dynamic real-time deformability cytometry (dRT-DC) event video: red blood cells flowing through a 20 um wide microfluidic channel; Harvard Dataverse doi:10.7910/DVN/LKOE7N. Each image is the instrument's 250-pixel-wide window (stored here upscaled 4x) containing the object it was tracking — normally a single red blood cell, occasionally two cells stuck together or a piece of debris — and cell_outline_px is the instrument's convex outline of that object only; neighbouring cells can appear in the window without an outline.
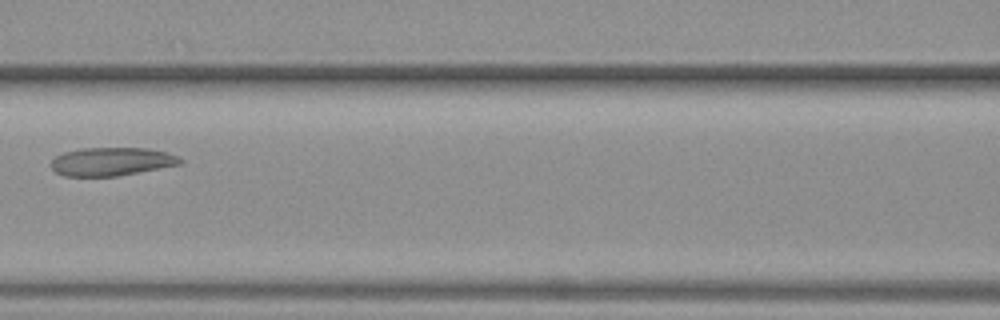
{"species": "common noctule bat (a hibernating species)", "species_latin": "Nyctalus noctula", "temperature_condition": "warm", "stored_images_in_passage": 3, "camera_frame_rate_fps": 3000, "um_per_image_px": 0.085, "animal": {"sex": "female", "body_mass_g": 19.3, "forearm_length_mm": 54.1}, "frame": {"image": 1, "passage_image": 3, "time_ms": 0.667, "image_size_px": [1000, 320], "cell_outline_px": [[184, 160], [180, 164], [116, 176], [64, 176], [56, 172], [52, 168], [52, 160], [56, 156], [64, 152], [80, 148], [148, 148], [164, 152], [176, 156]], "centroid_in_image_um": [9.45, 13.73], "position_along_channel_um": 157.1, "area_um2": 21.04}}